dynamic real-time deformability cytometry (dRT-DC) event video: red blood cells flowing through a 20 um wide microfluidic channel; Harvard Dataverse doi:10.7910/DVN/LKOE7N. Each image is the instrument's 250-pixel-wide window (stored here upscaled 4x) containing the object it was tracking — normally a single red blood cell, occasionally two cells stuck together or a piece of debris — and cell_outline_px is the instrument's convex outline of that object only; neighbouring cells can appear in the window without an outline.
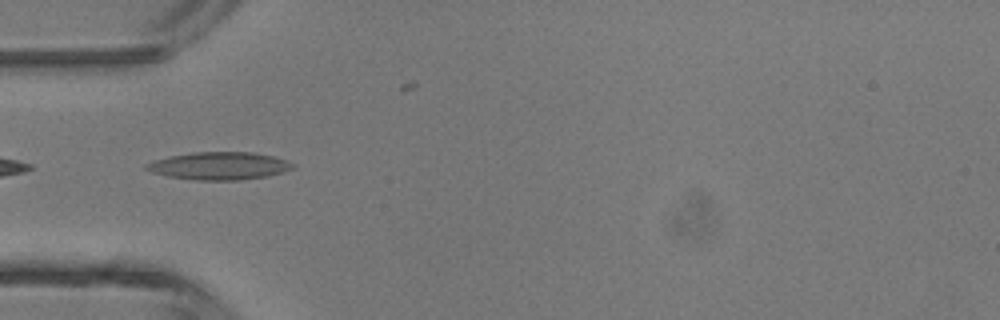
{"species": "common noctule bat (a hibernating species)", "species_latin": "Nyctalus noctula", "temperature_condition": "room temperature", "stored_images_in_passage": 29, "camera_frame_rate_fps": 3000, "um_per_image_px": 0.085, "animal": {"sex": "male", "body_mass_g": 13.3}, "frame": {"image": 1, "passage_image": 7, "time_ms": 2.0, "image_size_px": [1000, 320], "cell_outline_px": [[296, 164], [292, 168], [268, 176], [240, 180], [196, 180], [168, 176], [152, 172], [144, 168], [144, 164], [156, 160], [172, 156], [192, 152], [252, 152], [272, 156], [288, 160]], "centroid_in_image_um": [18.65, 14.1], "position_along_channel_um": 66.4, "area_um2": 23.47}}
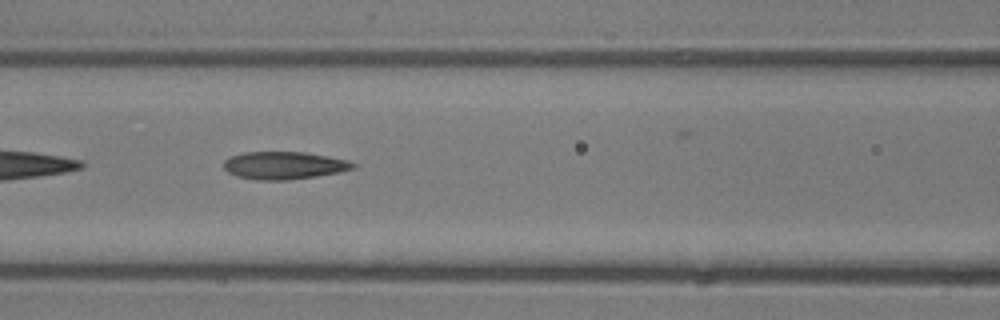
{"frame": {"image": 2, "passage_image": 12, "time_ms": 3.667, "image_size_px": [1000, 320], "cell_outline_px": [[356, 168], [340, 172], [316, 176], [288, 180], [256, 180], [236, 176], [228, 172], [224, 168], [224, 160], [232, 156], [244, 152], [304, 152], [348, 160], [356, 164]], "centroid_in_image_um": [24.15, 14.06], "position_along_channel_um": 142.5, "area_um2": 20.81}}
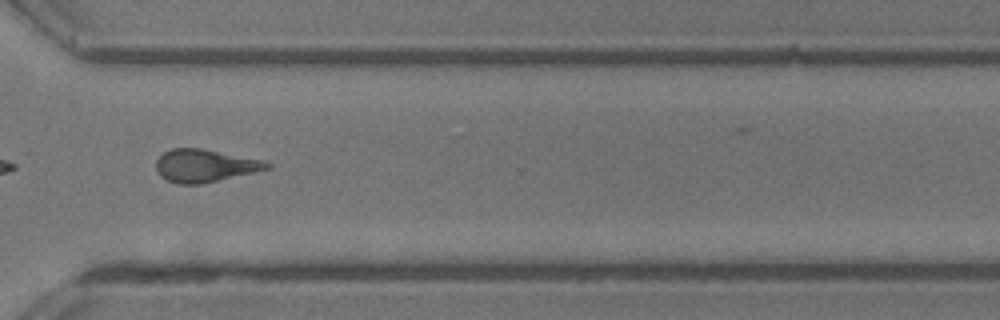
{"frame": {"image": 3, "passage_image": 26, "time_ms": 8.333, "image_size_px": [1000, 320], "cell_outline_px": [[272, 168], [200, 184], [180, 184], [168, 180], [160, 176], [156, 168], [156, 160], [164, 152], [172, 148], [200, 148], [260, 160], [272, 164]], "centroid_in_image_um": [17.38, 14.08], "position_along_channel_um": 353.2, "area_um2": 20.75}}